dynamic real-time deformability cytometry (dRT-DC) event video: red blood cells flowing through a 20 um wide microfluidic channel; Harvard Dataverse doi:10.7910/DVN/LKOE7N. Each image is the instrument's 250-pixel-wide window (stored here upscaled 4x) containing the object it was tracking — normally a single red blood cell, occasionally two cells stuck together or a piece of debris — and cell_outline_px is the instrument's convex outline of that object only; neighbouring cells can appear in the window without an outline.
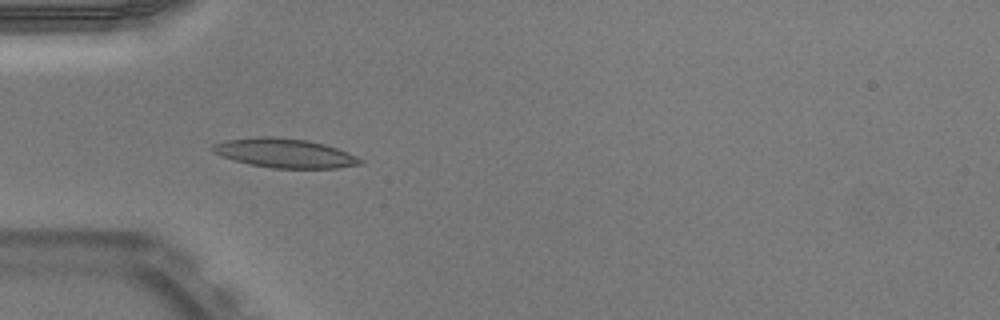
{"species": "Egyptian fruit bat (a non-hibernating species)", "species_latin": "Rousettus aegyptiacus", "temperature_condition": "warm", "stored_images_in_passage": 48, "camera_frame_rate_fps": 3000, "um_per_image_px": 0.085, "animal": {"sex": "male"}, "frame": {"image": 1, "passage_image": 13, "time_ms": 4.0, "image_size_px": [1000, 320], "cell_outline_px": [[364, 164], [336, 168], [272, 168], [248, 164], [212, 152], [212, 144], [228, 140], [260, 136], [272, 136], [308, 140], [324, 144], [348, 152], [364, 160]], "centroid_in_image_um": [24.24, 13.02], "position_along_channel_um": 60.8, "area_um2": 25.03}}
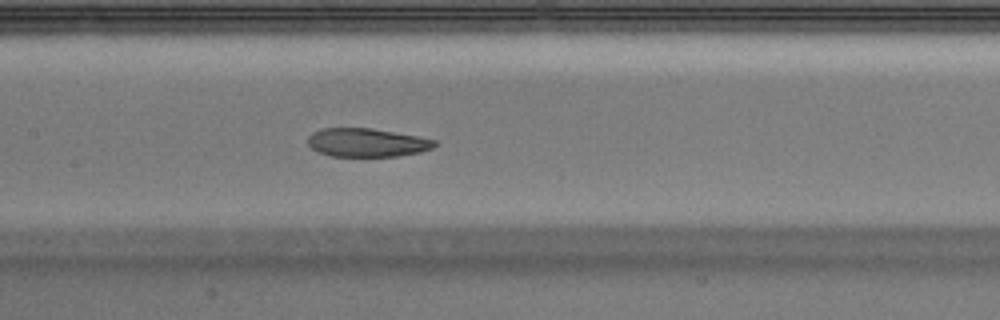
{"frame": {"image": 2, "passage_image": 22, "time_ms": 7.0, "image_size_px": [1000, 320], "cell_outline_px": [[436, 144], [432, 148], [420, 152], [396, 156], [332, 156], [320, 152], [312, 148], [308, 144], [308, 136], [312, 132], [320, 128], [372, 128], [416, 136], [436, 140]], "centroid_in_image_um": [31.16, 12.11], "position_along_channel_um": 176.2, "area_um2": 20.92}}
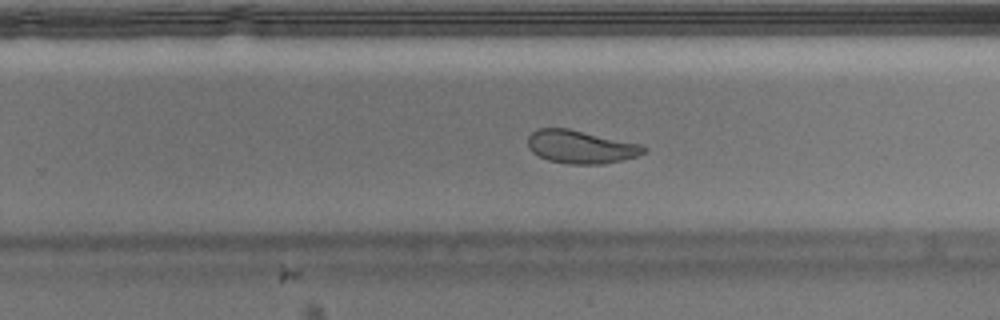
{"frame": {"image": 3, "passage_image": 30, "time_ms": 9.667, "image_size_px": [1000, 320], "cell_outline_px": [[648, 152], [636, 156], [604, 164], [568, 164], [548, 160], [532, 152], [528, 148], [528, 136], [532, 132], [540, 128], [568, 128], [640, 144], [648, 148]], "centroid_in_image_um": [49.36, 12.48], "position_along_channel_um": 280.4, "area_um2": 22.31}, "authors_computed_cell_mechanics": {"area_um2": 23.0622, "velocity_mm_per_s": 3.9247, "shape_relaxation_time_tau1_ms": 7.6737, "shape_relaxation_time_tau2_ms": 2.4968, "deformation_change_tau1": 0.1995, "deformation_change_tau2": 0.0743}}